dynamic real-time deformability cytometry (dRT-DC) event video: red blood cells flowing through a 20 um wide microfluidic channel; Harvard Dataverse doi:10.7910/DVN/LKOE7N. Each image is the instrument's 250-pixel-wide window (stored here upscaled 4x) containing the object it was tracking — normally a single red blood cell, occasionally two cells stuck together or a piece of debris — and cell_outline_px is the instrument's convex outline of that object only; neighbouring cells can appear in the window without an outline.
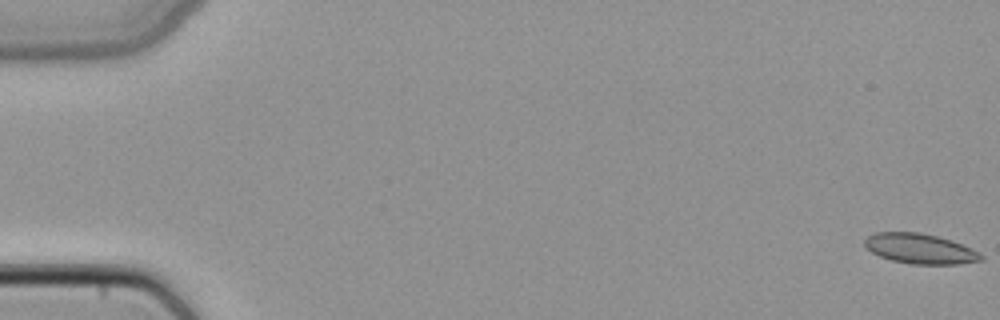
{"species": "common noctule bat (a hibernating species)", "species_latin": "Nyctalus noctula", "temperature_condition": "cold", "stored_images_in_passage": 11, "camera_frame_rate_fps": 3000, "um_per_image_px": 0.085, "animal": {"sex": "female", "body_mass_g": 22.7, "forearm_length_mm": 54.2}, "frame": {"image": 1, "passage_image": 1, "time_ms": 0.0, "image_size_px": [1000, 320], "cell_outline_px": [[984, 260], [960, 264], [912, 264], [892, 260], [880, 256], [872, 252], [864, 244], [864, 240], [868, 236], [876, 232], [920, 232], [952, 240], [980, 252], [984, 256]], "centroid_in_image_um": [78.24, 21.14], "position_along_channel_um": 6.8, "area_um2": 20.4}}